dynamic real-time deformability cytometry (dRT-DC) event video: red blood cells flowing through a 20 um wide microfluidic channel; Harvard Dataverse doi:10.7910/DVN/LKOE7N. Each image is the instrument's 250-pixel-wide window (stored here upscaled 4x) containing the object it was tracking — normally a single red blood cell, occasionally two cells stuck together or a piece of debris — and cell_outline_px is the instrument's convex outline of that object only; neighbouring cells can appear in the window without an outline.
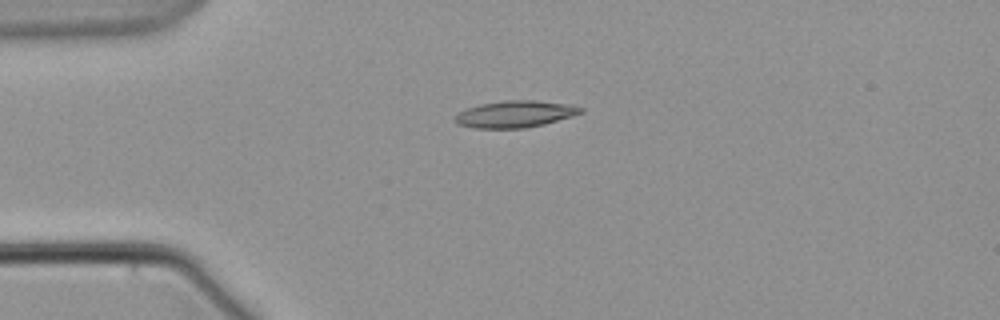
{"species": "common noctule bat (a hibernating species)", "species_latin": "Nyctalus noctula", "temperature_condition": "warm", "stored_images_in_passage": 2, "camera_frame_rate_fps": 3000, "um_per_image_px": 0.085, "animal": {"sex": "male", "body_mass_g": 21.5, "forearm_length_mm": 52.0}, "frame": {"image": 1, "passage_image": 1, "time_ms": 0.0, "image_size_px": [1000, 320], "cell_outline_px": [[584, 112], [572, 116], [544, 124], [524, 128], [472, 128], [460, 124], [452, 120], [464, 108], [480, 104], [504, 100], [536, 100], [568, 104], [584, 108]], "centroid_in_image_um": [43.78, 9.69], "position_along_channel_um": 41.2, "area_um2": 19.65}}